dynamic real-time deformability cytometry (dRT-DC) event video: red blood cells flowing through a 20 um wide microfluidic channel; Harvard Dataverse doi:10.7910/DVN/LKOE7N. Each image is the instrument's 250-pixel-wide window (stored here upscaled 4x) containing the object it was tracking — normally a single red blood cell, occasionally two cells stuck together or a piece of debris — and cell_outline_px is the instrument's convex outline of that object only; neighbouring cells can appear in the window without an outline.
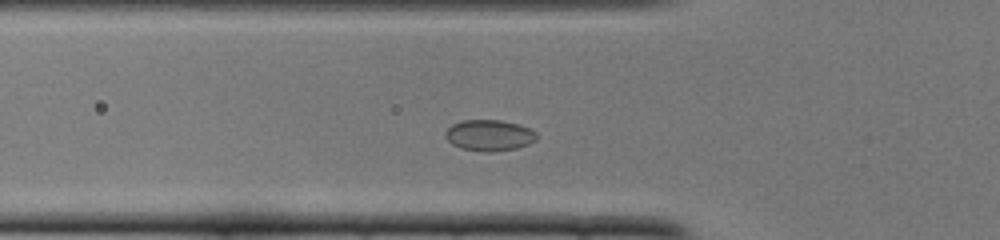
{"species": "common noctule bat (a hibernating species)", "species_latin": "Nyctalus noctula", "temperature_condition": "cold", "stored_images_in_passage": 35, "camera_frame_rate_fps": 3000, "um_per_image_px": 0.085, "animal": {"sex": "female", "body_mass_g": 22.0, "forearm_length_mm": 56.7}, "frame": {"image": 1, "passage_image": 8, "time_ms": 2.333, "image_size_px": [1000, 240], "cell_outline_px": [[536, 140], [528, 144], [516, 148], [488, 152], [484, 152], [460, 148], [452, 144], [444, 136], [444, 132], [452, 124], [460, 120], [500, 120], [516, 124], [528, 128], [536, 132]], "centroid_in_image_um": [41.54, 11.5], "position_along_channel_um": 84.3, "area_um2": 16.47}}
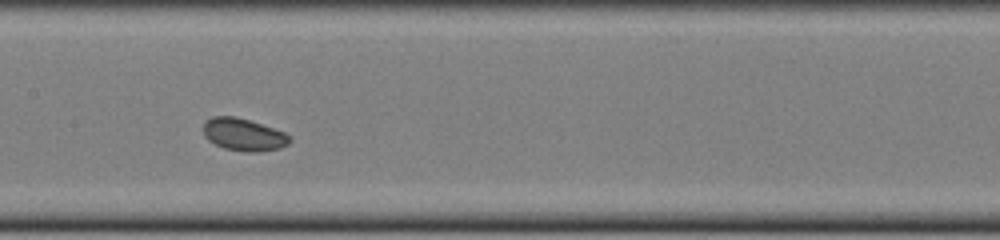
{"frame": {"image": 2, "passage_image": 16, "time_ms": 5.0, "image_size_px": [1000, 240], "cell_outline_px": [[292, 140], [288, 144], [280, 148], [260, 152], [244, 152], [224, 148], [208, 140], [204, 136], [204, 120], [212, 116], [236, 116], [284, 132], [292, 136]], "centroid_in_image_um": [20.71, 11.45], "position_along_channel_um": 186.7, "area_um2": 16.42}}
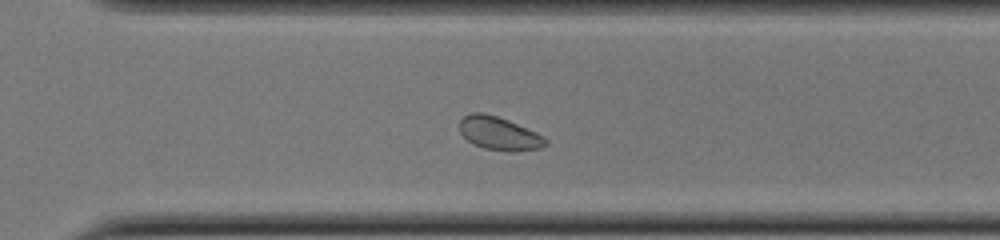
{"frame": {"image": 3, "passage_image": 27, "time_ms": 8.667, "image_size_px": [1000, 240], "cell_outline_px": [[548, 144], [540, 148], [484, 148], [472, 144], [460, 132], [460, 120], [464, 116], [472, 112], [484, 112], [508, 120], [536, 132], [544, 136], [548, 140]], "centroid_in_image_um": [42.38, 11.28], "position_along_channel_um": 328.2, "area_um2": 15.9}, "authors_computed_cell_mechanics": {"area_um2": 16.4152, "velocity_mm_per_s": 3.8511, "shape_relaxation_time_tau1_ms": null, "shape_relaxation_time_tau2_ms": 5.2182, "deformation_change_tau1": null, "deformation_change_tau2": 0.071}}